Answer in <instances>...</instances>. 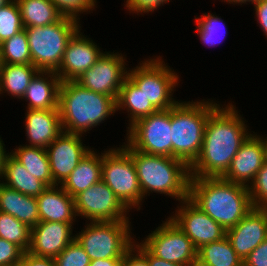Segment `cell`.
I'll list each match as a JSON object with an SVG mask.
<instances>
[{
  "instance_id": "ba28073f",
  "label": "cell",
  "mask_w": 267,
  "mask_h": 266,
  "mask_svg": "<svg viewBox=\"0 0 267 266\" xmlns=\"http://www.w3.org/2000/svg\"><path fill=\"white\" fill-rule=\"evenodd\" d=\"M101 179L128 209L140 210L143 196L134 160L123 147L103 152Z\"/></svg>"
},
{
  "instance_id": "4316f807",
  "label": "cell",
  "mask_w": 267,
  "mask_h": 266,
  "mask_svg": "<svg viewBox=\"0 0 267 266\" xmlns=\"http://www.w3.org/2000/svg\"><path fill=\"white\" fill-rule=\"evenodd\" d=\"M24 28L42 27L60 21L64 16L51 0H15Z\"/></svg>"
},
{
  "instance_id": "ee69618b",
  "label": "cell",
  "mask_w": 267,
  "mask_h": 266,
  "mask_svg": "<svg viewBox=\"0 0 267 266\" xmlns=\"http://www.w3.org/2000/svg\"><path fill=\"white\" fill-rule=\"evenodd\" d=\"M252 4H254L256 20L267 38V0H257Z\"/></svg>"
},
{
  "instance_id": "f6af8a7d",
  "label": "cell",
  "mask_w": 267,
  "mask_h": 266,
  "mask_svg": "<svg viewBox=\"0 0 267 266\" xmlns=\"http://www.w3.org/2000/svg\"><path fill=\"white\" fill-rule=\"evenodd\" d=\"M123 258L94 259L89 266H121Z\"/></svg>"
},
{
  "instance_id": "7402d4cb",
  "label": "cell",
  "mask_w": 267,
  "mask_h": 266,
  "mask_svg": "<svg viewBox=\"0 0 267 266\" xmlns=\"http://www.w3.org/2000/svg\"><path fill=\"white\" fill-rule=\"evenodd\" d=\"M60 83L61 80L56 72L39 70L32 78L24 96L22 97V99L25 98L29 101L27 109H59L58 100Z\"/></svg>"
},
{
  "instance_id": "8992f818",
  "label": "cell",
  "mask_w": 267,
  "mask_h": 266,
  "mask_svg": "<svg viewBox=\"0 0 267 266\" xmlns=\"http://www.w3.org/2000/svg\"><path fill=\"white\" fill-rule=\"evenodd\" d=\"M78 22L75 19L63 17L53 24L24 28L32 65L38 70L56 72L62 63L68 41L80 29Z\"/></svg>"
},
{
  "instance_id": "f35d334b",
  "label": "cell",
  "mask_w": 267,
  "mask_h": 266,
  "mask_svg": "<svg viewBox=\"0 0 267 266\" xmlns=\"http://www.w3.org/2000/svg\"><path fill=\"white\" fill-rule=\"evenodd\" d=\"M170 0H126V8L133 13L153 12L156 8Z\"/></svg>"
},
{
  "instance_id": "cb8c5ba5",
  "label": "cell",
  "mask_w": 267,
  "mask_h": 266,
  "mask_svg": "<svg viewBox=\"0 0 267 266\" xmlns=\"http://www.w3.org/2000/svg\"><path fill=\"white\" fill-rule=\"evenodd\" d=\"M102 155L90 150L78 163L61 187L72 197L99 182L102 177Z\"/></svg>"
},
{
  "instance_id": "f907efd6",
  "label": "cell",
  "mask_w": 267,
  "mask_h": 266,
  "mask_svg": "<svg viewBox=\"0 0 267 266\" xmlns=\"http://www.w3.org/2000/svg\"><path fill=\"white\" fill-rule=\"evenodd\" d=\"M255 1H257V0H249V2H251V3L255 2Z\"/></svg>"
},
{
  "instance_id": "836d02e7",
  "label": "cell",
  "mask_w": 267,
  "mask_h": 266,
  "mask_svg": "<svg viewBox=\"0 0 267 266\" xmlns=\"http://www.w3.org/2000/svg\"><path fill=\"white\" fill-rule=\"evenodd\" d=\"M197 22V34L200 36V40L203 41L204 44H207L208 46H215L216 43L220 44L221 40L217 38V35L219 36L218 32L219 30H223V20L221 17L214 16L212 14H204L199 19L198 17H195ZM224 28V27H223ZM221 32V31H220ZM226 34V33H225ZM216 35V36H215ZM221 36L224 37V33L221 34Z\"/></svg>"
},
{
  "instance_id": "83f0119b",
  "label": "cell",
  "mask_w": 267,
  "mask_h": 266,
  "mask_svg": "<svg viewBox=\"0 0 267 266\" xmlns=\"http://www.w3.org/2000/svg\"><path fill=\"white\" fill-rule=\"evenodd\" d=\"M10 154L21 163L26 170L47 187L54 186V181L50 171L49 158L44 148L29 146H18Z\"/></svg>"
},
{
  "instance_id": "681fc988",
  "label": "cell",
  "mask_w": 267,
  "mask_h": 266,
  "mask_svg": "<svg viewBox=\"0 0 267 266\" xmlns=\"http://www.w3.org/2000/svg\"><path fill=\"white\" fill-rule=\"evenodd\" d=\"M265 142V148H266V161H267V137L264 139Z\"/></svg>"
},
{
  "instance_id": "2e32d148",
  "label": "cell",
  "mask_w": 267,
  "mask_h": 266,
  "mask_svg": "<svg viewBox=\"0 0 267 266\" xmlns=\"http://www.w3.org/2000/svg\"><path fill=\"white\" fill-rule=\"evenodd\" d=\"M80 30L68 41L62 63L56 71L61 82L76 81L103 55L95 42L82 35Z\"/></svg>"
},
{
  "instance_id": "f1b7e54d",
  "label": "cell",
  "mask_w": 267,
  "mask_h": 266,
  "mask_svg": "<svg viewBox=\"0 0 267 266\" xmlns=\"http://www.w3.org/2000/svg\"><path fill=\"white\" fill-rule=\"evenodd\" d=\"M38 71L33 65L1 64L0 94L7 92L17 99H22L28 85Z\"/></svg>"
},
{
  "instance_id": "d4e9b609",
  "label": "cell",
  "mask_w": 267,
  "mask_h": 266,
  "mask_svg": "<svg viewBox=\"0 0 267 266\" xmlns=\"http://www.w3.org/2000/svg\"><path fill=\"white\" fill-rule=\"evenodd\" d=\"M2 177H4L5 182L1 183L27 196L38 197L47 188L42 181L32 176L11 154L7 156L4 163Z\"/></svg>"
},
{
  "instance_id": "9c48e42d",
  "label": "cell",
  "mask_w": 267,
  "mask_h": 266,
  "mask_svg": "<svg viewBox=\"0 0 267 266\" xmlns=\"http://www.w3.org/2000/svg\"><path fill=\"white\" fill-rule=\"evenodd\" d=\"M161 60V57L150 58L136 68L128 70L127 77L157 110H167L178 102L172 95L175 91L173 89L179 83V77Z\"/></svg>"
},
{
  "instance_id": "f546056e",
  "label": "cell",
  "mask_w": 267,
  "mask_h": 266,
  "mask_svg": "<svg viewBox=\"0 0 267 266\" xmlns=\"http://www.w3.org/2000/svg\"><path fill=\"white\" fill-rule=\"evenodd\" d=\"M242 264L243 260L234 251L226 236L197 249L196 266H241Z\"/></svg>"
},
{
  "instance_id": "484cf974",
  "label": "cell",
  "mask_w": 267,
  "mask_h": 266,
  "mask_svg": "<svg viewBox=\"0 0 267 266\" xmlns=\"http://www.w3.org/2000/svg\"><path fill=\"white\" fill-rule=\"evenodd\" d=\"M120 108L130 112L129 127L137 120L158 111L128 77L124 80L116 99V111Z\"/></svg>"
},
{
  "instance_id": "603a6c76",
  "label": "cell",
  "mask_w": 267,
  "mask_h": 266,
  "mask_svg": "<svg viewBox=\"0 0 267 266\" xmlns=\"http://www.w3.org/2000/svg\"><path fill=\"white\" fill-rule=\"evenodd\" d=\"M0 211L14 216L30 228L40 222L36 197L27 196L0 183Z\"/></svg>"
},
{
  "instance_id": "7bdbcfd3",
  "label": "cell",
  "mask_w": 267,
  "mask_h": 266,
  "mask_svg": "<svg viewBox=\"0 0 267 266\" xmlns=\"http://www.w3.org/2000/svg\"><path fill=\"white\" fill-rule=\"evenodd\" d=\"M121 266H149V264L147 259L133 246L123 257Z\"/></svg>"
},
{
  "instance_id": "e0dca14e",
  "label": "cell",
  "mask_w": 267,
  "mask_h": 266,
  "mask_svg": "<svg viewBox=\"0 0 267 266\" xmlns=\"http://www.w3.org/2000/svg\"><path fill=\"white\" fill-rule=\"evenodd\" d=\"M232 248L244 259L267 239V208H253L234 227L226 230Z\"/></svg>"
},
{
  "instance_id": "4fadbf2b",
  "label": "cell",
  "mask_w": 267,
  "mask_h": 266,
  "mask_svg": "<svg viewBox=\"0 0 267 266\" xmlns=\"http://www.w3.org/2000/svg\"><path fill=\"white\" fill-rule=\"evenodd\" d=\"M123 55L104 52L97 62L76 80L84 88L113 97L115 100L127 78Z\"/></svg>"
},
{
  "instance_id": "7dc6e473",
  "label": "cell",
  "mask_w": 267,
  "mask_h": 266,
  "mask_svg": "<svg viewBox=\"0 0 267 266\" xmlns=\"http://www.w3.org/2000/svg\"><path fill=\"white\" fill-rule=\"evenodd\" d=\"M224 2H229L230 4L232 3V4H241L242 5V3H244V4H246V2H249V0H224Z\"/></svg>"
},
{
  "instance_id": "30bf717a",
  "label": "cell",
  "mask_w": 267,
  "mask_h": 266,
  "mask_svg": "<svg viewBox=\"0 0 267 266\" xmlns=\"http://www.w3.org/2000/svg\"><path fill=\"white\" fill-rule=\"evenodd\" d=\"M127 143L135 150L172 157L171 108L158 110L128 127Z\"/></svg>"
},
{
  "instance_id": "7a4b0ae2",
  "label": "cell",
  "mask_w": 267,
  "mask_h": 266,
  "mask_svg": "<svg viewBox=\"0 0 267 266\" xmlns=\"http://www.w3.org/2000/svg\"><path fill=\"white\" fill-rule=\"evenodd\" d=\"M189 199L225 230L253 209L248 186L222 177L190 178Z\"/></svg>"
},
{
  "instance_id": "6da1fadb",
  "label": "cell",
  "mask_w": 267,
  "mask_h": 266,
  "mask_svg": "<svg viewBox=\"0 0 267 266\" xmlns=\"http://www.w3.org/2000/svg\"><path fill=\"white\" fill-rule=\"evenodd\" d=\"M235 106L220 105L209 115L201 152L190 166L191 178L223 177L233 157L251 135ZM249 133V134H248Z\"/></svg>"
},
{
  "instance_id": "44dd1931",
  "label": "cell",
  "mask_w": 267,
  "mask_h": 266,
  "mask_svg": "<svg viewBox=\"0 0 267 266\" xmlns=\"http://www.w3.org/2000/svg\"><path fill=\"white\" fill-rule=\"evenodd\" d=\"M58 187L49 186L36 197L40 221L73 223L77 216L74 197Z\"/></svg>"
},
{
  "instance_id": "7c38bea8",
  "label": "cell",
  "mask_w": 267,
  "mask_h": 266,
  "mask_svg": "<svg viewBox=\"0 0 267 266\" xmlns=\"http://www.w3.org/2000/svg\"><path fill=\"white\" fill-rule=\"evenodd\" d=\"M74 202L77 216L90 222L129 221L126 217L129 209L102 179L77 194Z\"/></svg>"
},
{
  "instance_id": "b9f144b4",
  "label": "cell",
  "mask_w": 267,
  "mask_h": 266,
  "mask_svg": "<svg viewBox=\"0 0 267 266\" xmlns=\"http://www.w3.org/2000/svg\"><path fill=\"white\" fill-rule=\"evenodd\" d=\"M22 266H56L54 258L41 257L24 252L20 263Z\"/></svg>"
},
{
  "instance_id": "e575fe53",
  "label": "cell",
  "mask_w": 267,
  "mask_h": 266,
  "mask_svg": "<svg viewBox=\"0 0 267 266\" xmlns=\"http://www.w3.org/2000/svg\"><path fill=\"white\" fill-rule=\"evenodd\" d=\"M56 266H89L90 257L83 247L74 239L57 257Z\"/></svg>"
},
{
  "instance_id": "52a82bcc",
  "label": "cell",
  "mask_w": 267,
  "mask_h": 266,
  "mask_svg": "<svg viewBox=\"0 0 267 266\" xmlns=\"http://www.w3.org/2000/svg\"><path fill=\"white\" fill-rule=\"evenodd\" d=\"M129 221L90 222L75 239L90 260L123 258L133 247Z\"/></svg>"
},
{
  "instance_id": "5bb4252c",
  "label": "cell",
  "mask_w": 267,
  "mask_h": 266,
  "mask_svg": "<svg viewBox=\"0 0 267 266\" xmlns=\"http://www.w3.org/2000/svg\"><path fill=\"white\" fill-rule=\"evenodd\" d=\"M175 216L170 218L192 241L196 249L207 243L216 242L226 236V230L189 198L180 202ZM186 205V206H185Z\"/></svg>"
},
{
  "instance_id": "bcb514c9",
  "label": "cell",
  "mask_w": 267,
  "mask_h": 266,
  "mask_svg": "<svg viewBox=\"0 0 267 266\" xmlns=\"http://www.w3.org/2000/svg\"><path fill=\"white\" fill-rule=\"evenodd\" d=\"M2 139L0 137V179H3V171H4V163L6 161L7 156L9 155V153L6 154V149L4 148V143H2ZM1 183V181H0Z\"/></svg>"
},
{
  "instance_id": "c3c4849f",
  "label": "cell",
  "mask_w": 267,
  "mask_h": 266,
  "mask_svg": "<svg viewBox=\"0 0 267 266\" xmlns=\"http://www.w3.org/2000/svg\"><path fill=\"white\" fill-rule=\"evenodd\" d=\"M11 1L12 0H0V8L4 7L5 5H7Z\"/></svg>"
},
{
  "instance_id": "5b68a950",
  "label": "cell",
  "mask_w": 267,
  "mask_h": 266,
  "mask_svg": "<svg viewBox=\"0 0 267 266\" xmlns=\"http://www.w3.org/2000/svg\"><path fill=\"white\" fill-rule=\"evenodd\" d=\"M215 102H180L171 108L172 157L189 167L198 158L209 115L219 106Z\"/></svg>"
},
{
  "instance_id": "ac0fdd59",
  "label": "cell",
  "mask_w": 267,
  "mask_h": 266,
  "mask_svg": "<svg viewBox=\"0 0 267 266\" xmlns=\"http://www.w3.org/2000/svg\"><path fill=\"white\" fill-rule=\"evenodd\" d=\"M265 161L264 138L251 134L233 157L230 168L222 178L229 182L249 186Z\"/></svg>"
},
{
  "instance_id": "4dcf8cb0",
  "label": "cell",
  "mask_w": 267,
  "mask_h": 266,
  "mask_svg": "<svg viewBox=\"0 0 267 266\" xmlns=\"http://www.w3.org/2000/svg\"><path fill=\"white\" fill-rule=\"evenodd\" d=\"M0 61L1 64L32 65L25 29L0 44Z\"/></svg>"
},
{
  "instance_id": "3957f363",
  "label": "cell",
  "mask_w": 267,
  "mask_h": 266,
  "mask_svg": "<svg viewBox=\"0 0 267 266\" xmlns=\"http://www.w3.org/2000/svg\"><path fill=\"white\" fill-rule=\"evenodd\" d=\"M58 108L63 131L82 135L116 112V100L84 88L76 81H63Z\"/></svg>"
},
{
  "instance_id": "d6a6232c",
  "label": "cell",
  "mask_w": 267,
  "mask_h": 266,
  "mask_svg": "<svg viewBox=\"0 0 267 266\" xmlns=\"http://www.w3.org/2000/svg\"><path fill=\"white\" fill-rule=\"evenodd\" d=\"M23 29L22 17L15 0L0 8V44Z\"/></svg>"
},
{
  "instance_id": "ab89813d",
  "label": "cell",
  "mask_w": 267,
  "mask_h": 266,
  "mask_svg": "<svg viewBox=\"0 0 267 266\" xmlns=\"http://www.w3.org/2000/svg\"><path fill=\"white\" fill-rule=\"evenodd\" d=\"M243 264L244 266H267V239L249 253Z\"/></svg>"
},
{
  "instance_id": "60d3db41",
  "label": "cell",
  "mask_w": 267,
  "mask_h": 266,
  "mask_svg": "<svg viewBox=\"0 0 267 266\" xmlns=\"http://www.w3.org/2000/svg\"><path fill=\"white\" fill-rule=\"evenodd\" d=\"M133 246L147 259L149 266H186L178 263H171L164 259L154 256L142 243Z\"/></svg>"
},
{
  "instance_id": "d6986e66",
  "label": "cell",
  "mask_w": 267,
  "mask_h": 266,
  "mask_svg": "<svg viewBox=\"0 0 267 266\" xmlns=\"http://www.w3.org/2000/svg\"><path fill=\"white\" fill-rule=\"evenodd\" d=\"M74 223L40 221L31 228L28 252L41 257H57L74 239Z\"/></svg>"
},
{
  "instance_id": "1f68e13d",
  "label": "cell",
  "mask_w": 267,
  "mask_h": 266,
  "mask_svg": "<svg viewBox=\"0 0 267 266\" xmlns=\"http://www.w3.org/2000/svg\"><path fill=\"white\" fill-rule=\"evenodd\" d=\"M31 228L17 220L14 216L0 211V238L19 246L28 252L30 246Z\"/></svg>"
},
{
  "instance_id": "ffe728a7",
  "label": "cell",
  "mask_w": 267,
  "mask_h": 266,
  "mask_svg": "<svg viewBox=\"0 0 267 266\" xmlns=\"http://www.w3.org/2000/svg\"><path fill=\"white\" fill-rule=\"evenodd\" d=\"M26 111L25 129L29 146L46 149L63 131L59 109Z\"/></svg>"
},
{
  "instance_id": "d590c367",
  "label": "cell",
  "mask_w": 267,
  "mask_h": 266,
  "mask_svg": "<svg viewBox=\"0 0 267 266\" xmlns=\"http://www.w3.org/2000/svg\"><path fill=\"white\" fill-rule=\"evenodd\" d=\"M253 208H267V161L248 186Z\"/></svg>"
},
{
  "instance_id": "8d00e7d4",
  "label": "cell",
  "mask_w": 267,
  "mask_h": 266,
  "mask_svg": "<svg viewBox=\"0 0 267 266\" xmlns=\"http://www.w3.org/2000/svg\"><path fill=\"white\" fill-rule=\"evenodd\" d=\"M56 8L64 17H69L79 21L77 16L81 12H87L93 10L96 0H51Z\"/></svg>"
},
{
  "instance_id": "277c9868",
  "label": "cell",
  "mask_w": 267,
  "mask_h": 266,
  "mask_svg": "<svg viewBox=\"0 0 267 266\" xmlns=\"http://www.w3.org/2000/svg\"><path fill=\"white\" fill-rule=\"evenodd\" d=\"M121 147L134 160L143 198L150 192L166 194L180 202L189 198L190 167L184 161L175 157L145 154L128 143Z\"/></svg>"
},
{
  "instance_id": "9a60e30c",
  "label": "cell",
  "mask_w": 267,
  "mask_h": 266,
  "mask_svg": "<svg viewBox=\"0 0 267 266\" xmlns=\"http://www.w3.org/2000/svg\"><path fill=\"white\" fill-rule=\"evenodd\" d=\"M81 137L62 131L46 148L54 185H61L91 150L83 146Z\"/></svg>"
},
{
  "instance_id": "8fae6325",
  "label": "cell",
  "mask_w": 267,
  "mask_h": 266,
  "mask_svg": "<svg viewBox=\"0 0 267 266\" xmlns=\"http://www.w3.org/2000/svg\"><path fill=\"white\" fill-rule=\"evenodd\" d=\"M151 232L141 242L154 256L171 263L196 266L197 249L170 217Z\"/></svg>"
},
{
  "instance_id": "74e56055",
  "label": "cell",
  "mask_w": 267,
  "mask_h": 266,
  "mask_svg": "<svg viewBox=\"0 0 267 266\" xmlns=\"http://www.w3.org/2000/svg\"><path fill=\"white\" fill-rule=\"evenodd\" d=\"M23 253L16 244L0 238V266L20 265Z\"/></svg>"
}]
</instances>
